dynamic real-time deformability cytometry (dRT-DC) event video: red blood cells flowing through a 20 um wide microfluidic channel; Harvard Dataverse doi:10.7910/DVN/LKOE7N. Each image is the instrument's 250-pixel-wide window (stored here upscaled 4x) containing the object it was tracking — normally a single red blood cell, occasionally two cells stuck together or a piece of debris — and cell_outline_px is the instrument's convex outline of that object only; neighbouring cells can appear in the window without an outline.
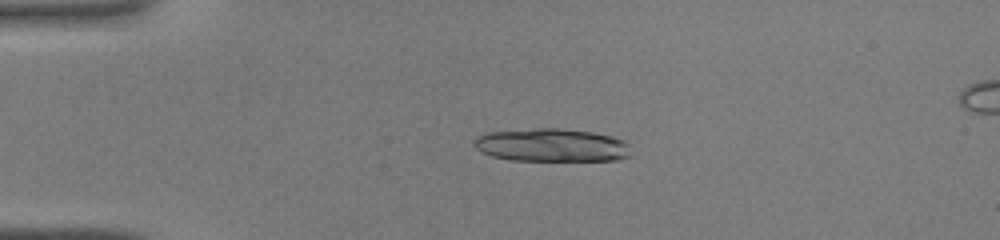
{"species": "common noctule bat (a hibernating species)", "species_latin": "Nyctalus noctula", "temperature_condition": "warm", "stored_images_in_passage": 34, "camera_frame_rate_fps": 3000, "um_per_image_px": 0.085, "animal": {"sex": "male", "body_mass_g": 19.0, "forearm_length_mm": 50.8}, "frame": {"image": 1, "passage_image": 6, "time_ms": 1.667, "image_size_px": [1000, 240], "cell_outline_px": [[628, 156], [616, 160], [508, 160], [492, 156], [480, 152], [472, 144], [472, 140], [476, 136], [488, 132], [536, 128], [556, 128], [592, 132], [612, 136], [624, 140], [628, 144]], "centroid_in_image_um": [46.81, 12.33], "position_along_channel_um": 38.2, "area_um2": 30.29}}